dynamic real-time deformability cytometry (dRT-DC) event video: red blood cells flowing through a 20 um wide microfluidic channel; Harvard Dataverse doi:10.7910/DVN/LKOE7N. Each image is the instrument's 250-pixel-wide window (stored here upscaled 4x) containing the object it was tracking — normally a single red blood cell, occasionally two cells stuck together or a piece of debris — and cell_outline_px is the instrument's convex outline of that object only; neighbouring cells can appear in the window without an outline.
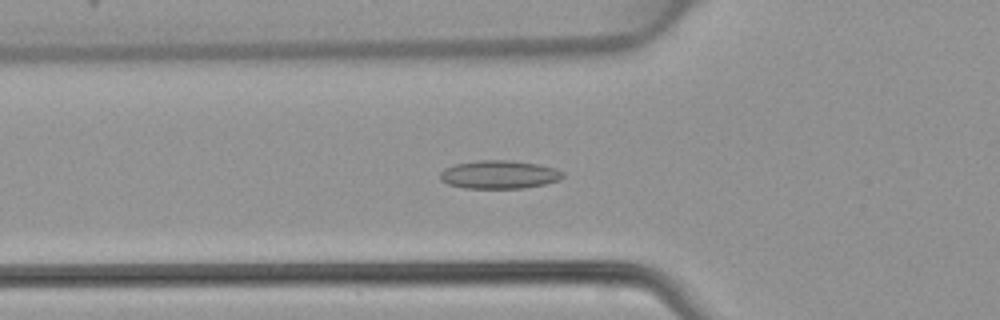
{"species": "common noctule bat (a hibernating species)", "species_latin": "Nyctalus noctula", "temperature_condition": "warm", "stored_images_in_passage": 26, "camera_frame_rate_fps": 3000, "um_per_image_px": 0.085, "animal": {"sex": "female", "body_mass_g": 22.7, "forearm_length_mm": 54.2}, "frame": {"image": 1, "passage_image": 2, "time_ms": 0.333, "image_size_px": [1000, 320], "cell_outline_px": [[564, 176], [560, 180], [544, 184], [524, 188], [464, 188], [448, 184], [440, 180], [440, 172], [444, 168], [456, 164], [476, 160], [508, 160], [540, 164], [556, 168], [564, 172]], "centroid_in_image_um": [42.44, 14.83], "position_along_channel_um": 83.4, "area_um2": 20.4}}
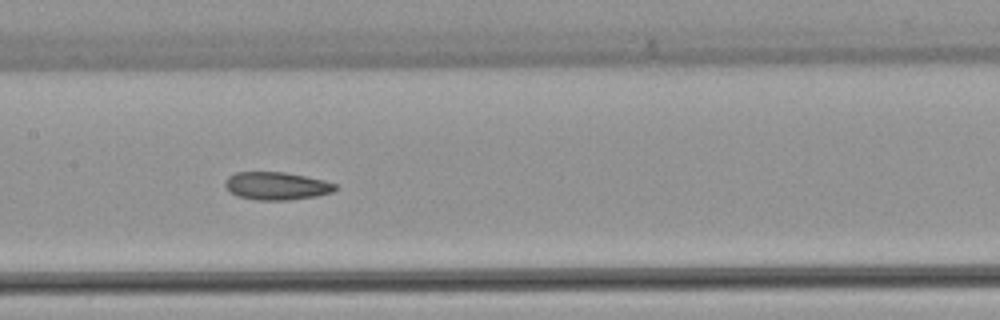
{"frame": {"image": 2, "passage_image": 9, "time_ms": 2.667, "image_size_px": [1000, 320], "cell_outline_px": [[336, 188], [332, 192], [316, 196], [288, 200], [256, 200], [236, 196], [224, 184], [224, 180], [228, 176], [236, 172], [284, 172], [324, 180], [336, 184]], "centroid_in_image_um": [23.48, 15.8], "position_along_channel_um": 183.9, "area_um2": 17.8}}
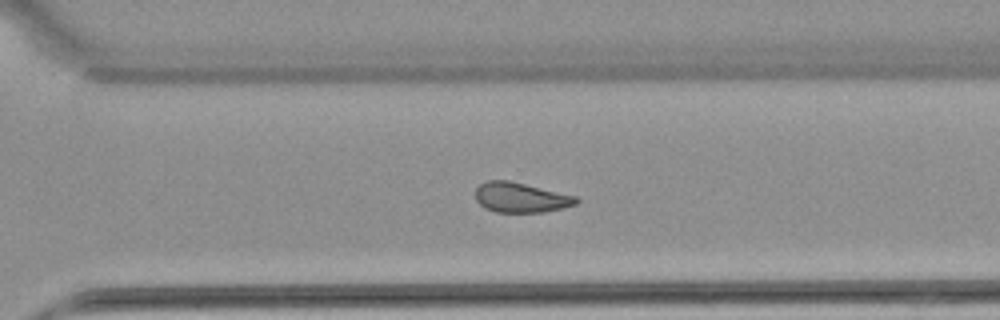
{"frame": {"image": 3, "passage_image": 19, "time_ms": 6.0, "image_size_px": [1000, 320], "cell_outline_px": [[580, 200], [576, 204], [564, 208], [544, 212], [496, 212], [484, 208], [476, 200], [476, 188], [480, 184], [488, 180], [508, 180], [576, 196]], "centroid_in_image_um": [44.26, 16.79], "position_along_channel_um": 326.3, "area_um2": 17.57}}